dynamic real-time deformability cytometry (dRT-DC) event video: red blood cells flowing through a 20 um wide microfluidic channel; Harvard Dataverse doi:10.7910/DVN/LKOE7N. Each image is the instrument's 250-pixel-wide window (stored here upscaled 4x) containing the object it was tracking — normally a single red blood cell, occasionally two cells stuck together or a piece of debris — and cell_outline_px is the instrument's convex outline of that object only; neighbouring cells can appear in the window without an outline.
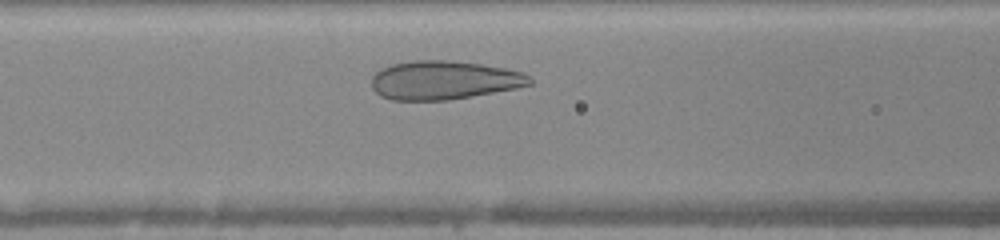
{"species": "human", "species_latin": "Homo sapiens", "temperature_condition": "warm", "stored_images_in_passage": 28, "camera_frame_rate_fps": 3000, "um_per_image_px": 0.085, "donor": {"sex": "female"}, "frame": {"image": 1, "passage_image": 8, "time_ms": 2.333, "image_size_px": [1000, 240], "cell_outline_px": [[532, 84], [516, 88], [472, 96], [448, 100], [392, 100], [380, 96], [372, 88], [372, 76], [380, 68], [392, 64], [412, 60], [452, 60], [480, 64], [504, 68], [524, 72], [532, 76]], "centroid_in_image_um": [37.73, 6.81], "position_along_channel_um": 128.9, "area_um2": 35.89}}
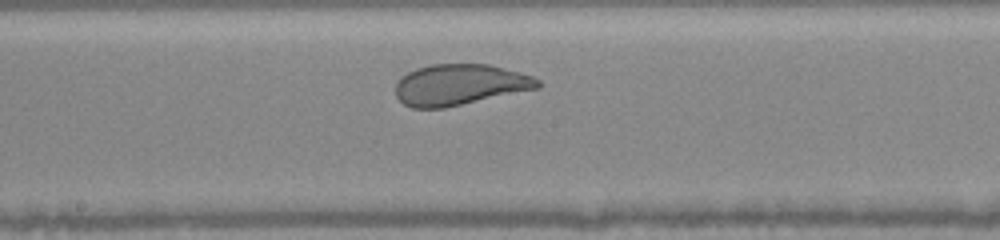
{"frame": {"image": 2, "passage_image": 14, "time_ms": 4.333, "image_size_px": [1000, 240], "cell_outline_px": [[540, 88], [444, 108], [412, 108], [404, 104], [396, 96], [396, 84], [408, 72], [416, 68], [432, 64], [488, 64], [520, 72], [532, 76], [540, 80]], "centroid_in_image_um": [39.1, 7.2], "position_along_channel_um": 209.1, "area_um2": 33.87}}
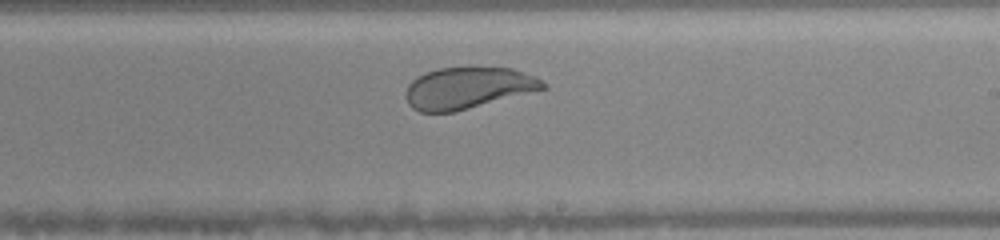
{"frame": {"image": 3, "passage_image": 17, "time_ms": 5.333, "image_size_px": [1000, 240], "cell_outline_px": [[548, 88], [456, 112], [420, 112], [412, 108], [408, 104], [404, 96], [404, 92], [408, 84], [416, 76], [440, 68], [512, 68], [536, 76], [548, 84]], "centroid_in_image_um": [39.77, 7.49], "position_along_channel_um": 249.2, "area_um2": 33.47}, "authors_computed_cell_mechanics": {"area_um2": 35.8938, "velocity_mm_per_s": 4.0163, "shape_relaxation_time_tau1_ms": 3.1757, "shape_relaxation_time_tau2_ms": null, "deformation_change_tau1": 0.1212, "deformation_change_tau2": null}}